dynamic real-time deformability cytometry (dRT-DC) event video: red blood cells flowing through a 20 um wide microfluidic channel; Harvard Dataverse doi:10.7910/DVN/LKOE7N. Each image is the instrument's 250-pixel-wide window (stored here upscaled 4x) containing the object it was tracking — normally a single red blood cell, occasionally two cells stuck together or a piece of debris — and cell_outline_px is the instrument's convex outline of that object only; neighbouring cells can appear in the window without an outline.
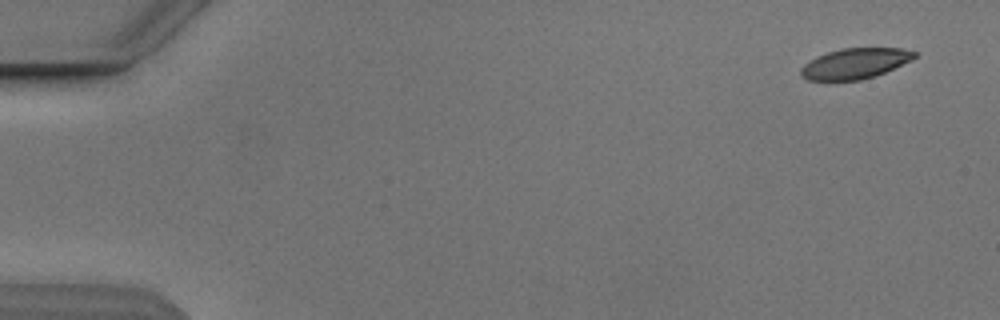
{"species": "Egyptian fruit bat (a non-hibernating species)", "species_latin": "Rousettus aegyptiacus", "temperature_condition": "cold", "stored_images_in_passage": 4, "camera_frame_rate_fps": 3000, "um_per_image_px": 0.085, "animal": {"sex": "male"}, "frame": {"image": 1, "passage_image": 1, "time_ms": 0.0, "image_size_px": [1000, 320], "cell_outline_px": [[916, 56], [912, 60], [884, 72], [860, 80], [808, 80], [800, 76], [800, 68], [804, 64], [816, 56], [840, 48], [900, 48], [916, 52]], "centroid_in_image_um": [72.64, 5.39], "position_along_channel_um": 12.4, "area_um2": 20.06}}
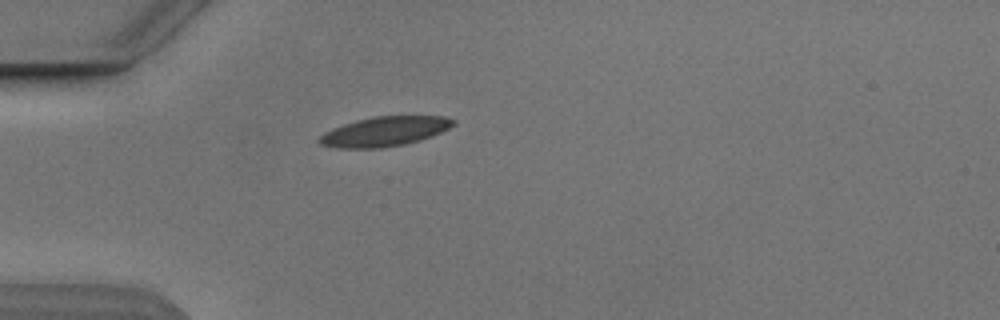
{"frame": {"image": 2, "passage_image": 4, "time_ms": 4.333, "image_size_px": [1000, 320], "cell_outline_px": [[456, 124], [432, 136], [420, 140], [404, 144], [380, 148], [336, 148], [320, 144], [316, 140], [324, 132], [332, 128], [356, 120], [372, 116], [444, 116], [456, 120]], "centroid_in_image_um": [32.67, 11.17], "position_along_channel_um": 52.3, "area_um2": 23.18}}